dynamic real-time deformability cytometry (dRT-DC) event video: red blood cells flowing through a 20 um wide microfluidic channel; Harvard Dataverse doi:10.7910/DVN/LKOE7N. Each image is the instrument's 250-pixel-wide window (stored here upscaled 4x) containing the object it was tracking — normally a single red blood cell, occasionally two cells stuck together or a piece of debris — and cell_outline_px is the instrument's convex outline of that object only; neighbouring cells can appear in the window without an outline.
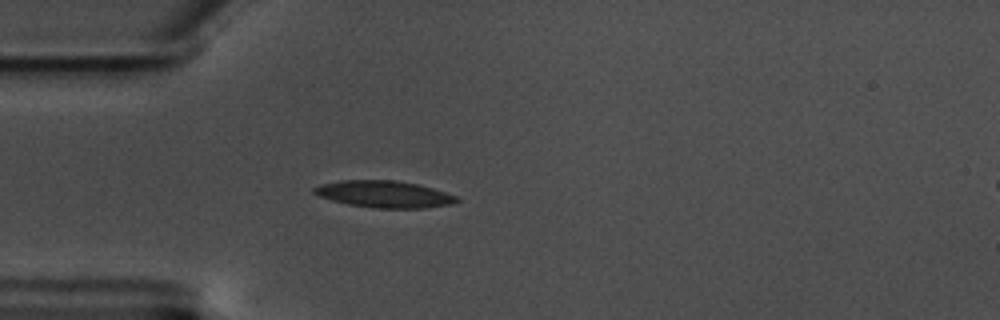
{"species": "common noctule bat (a hibernating species)", "species_latin": "Nyctalus noctula", "temperature_condition": "warm", "stored_images_in_passage": 58, "camera_frame_rate_fps": 3000, "um_per_image_px": 0.085, "animal": {"sex": "male", "body_mass_g": 17.5, "forearm_length_mm": 52.3}, "frame": {"image": 1, "passage_image": 16, "time_ms": 5.0, "image_size_px": [1000, 320], "cell_outline_px": [[460, 200], [452, 204], [424, 208], [380, 208], [348, 204], [332, 200], [320, 196], [312, 192], [312, 188], [320, 184], [340, 180], [396, 180], [420, 184], [456, 196]], "centroid_in_image_um": [32.65, 16.49], "position_along_channel_um": 52.4, "area_um2": 22.25}}
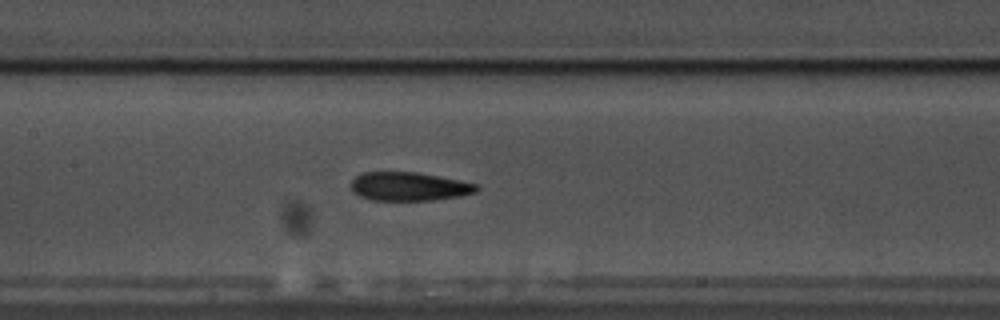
{"frame": {"image": 2, "passage_image": 27, "time_ms": 8.667, "image_size_px": [1000, 320], "cell_outline_px": [[480, 188], [476, 192], [460, 196], [432, 200], [372, 200], [360, 196], [352, 192], [352, 180], [356, 176], [364, 172], [416, 172], [476, 184]], "centroid_in_image_um": [34.74, 15.85], "position_along_channel_um": 172.7, "area_um2": 20.69}}
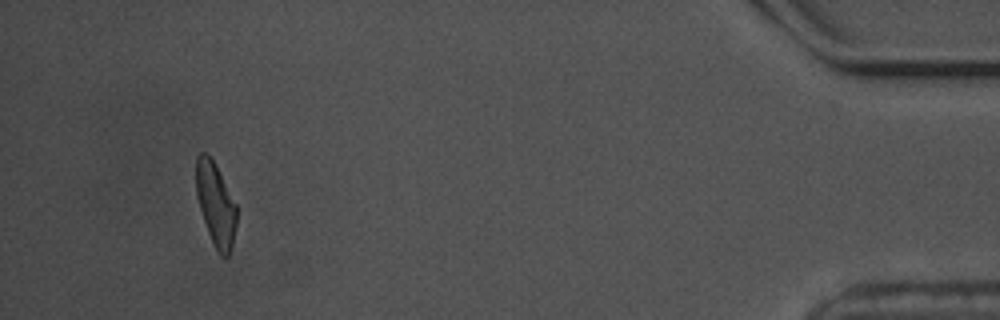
{"frame": {"image": 3, "passage_image": 54, "time_ms": 17.667, "image_size_px": [1000, 320], "cell_outline_px": [[236, 224], [232, 244], [228, 256], [220, 256], [208, 232], [200, 208], [196, 192], [196, 156], [200, 152], [208, 152], [216, 164], [236, 204]], "centroid_in_image_um": [18.32, 17.29], "position_along_channel_um": 416.9, "area_um2": 19.48}, "authors_computed_cell_mechanics": {"area_um2": 21.0103, "velocity_mm_per_s": 3.5182, "shape_relaxation_time_tau1_ms": null, "shape_relaxation_time_tau2_ms": 2.3894, "deformation_change_tau1": null, "deformation_change_tau2": 0.0985}}